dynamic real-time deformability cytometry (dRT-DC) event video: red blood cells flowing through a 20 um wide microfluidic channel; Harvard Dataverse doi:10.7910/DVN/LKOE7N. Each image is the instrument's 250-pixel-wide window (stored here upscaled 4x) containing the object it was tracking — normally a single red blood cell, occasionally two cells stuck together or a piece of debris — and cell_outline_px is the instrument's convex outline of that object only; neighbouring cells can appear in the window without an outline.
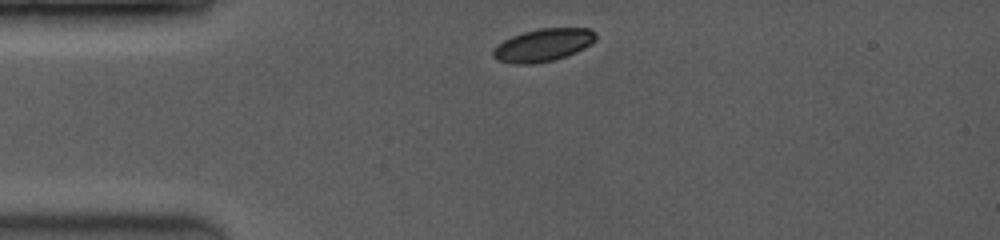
{"species": "common noctule bat (a hibernating species)", "species_latin": "Nyctalus noctula", "temperature_condition": "room temperature", "stored_images_in_passage": 4, "camera_frame_rate_fps": 3500, "um_per_image_px": 0.085, "animal": {"sex": "female", "body_mass_g": 19.0, "forearm_length_mm": 53.3}, "frame": {"image": 1, "passage_image": 1, "time_ms": 0.0, "image_size_px": [1000, 240], "cell_outline_px": [[596, 40], [592, 44], [576, 52], [556, 60], [536, 64], [516, 64], [496, 60], [492, 56], [492, 52], [496, 44], [512, 36], [524, 32], [540, 28], [588, 28], [596, 32]], "centroid_in_image_um": [46.16, 3.84], "position_along_channel_um": 38.8, "area_um2": 19.83}}
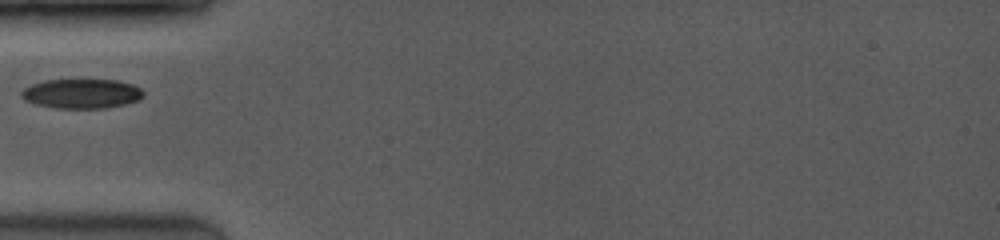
{"frame": {"image": 2, "passage_image": 4, "time_ms": 1.714, "image_size_px": [1000, 240], "cell_outline_px": [[144, 96], [140, 100], [108, 108], [56, 108], [36, 104], [24, 100], [20, 96], [20, 92], [24, 88], [32, 84], [44, 80], [80, 76], [116, 80], [132, 84], [140, 88], [144, 92]], "centroid_in_image_um": [6.93, 7.9], "position_along_channel_um": 78.1, "area_um2": 22.14}}